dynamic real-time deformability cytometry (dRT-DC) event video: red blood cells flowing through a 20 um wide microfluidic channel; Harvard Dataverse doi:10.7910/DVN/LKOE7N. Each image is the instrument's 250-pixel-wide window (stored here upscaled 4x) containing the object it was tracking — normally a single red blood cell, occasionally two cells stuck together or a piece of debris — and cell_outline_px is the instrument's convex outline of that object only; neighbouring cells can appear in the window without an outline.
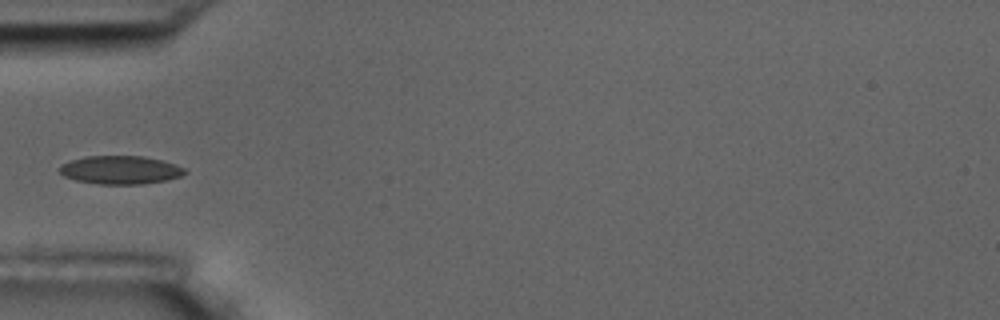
{"species": "common noctule bat (a hibernating species)", "species_latin": "Nyctalus noctula", "temperature_condition": "room temperature", "stored_images_in_passage": 11, "camera_frame_rate_fps": 3000, "um_per_image_px": 0.085, "animal": {"sex": "male", "body_mass_g": 17.5, "forearm_length_mm": 52.3}, "frame": {"image": 1, "passage_image": 5, "time_ms": 5.667, "image_size_px": [1000, 320], "cell_outline_px": [[188, 172], [180, 176], [164, 180], [140, 184], [100, 184], [76, 180], [64, 176], [56, 168], [60, 164], [72, 160], [88, 156], [144, 156], [176, 164], [184, 168]], "centroid_in_image_um": [10.2, 14.44], "position_along_channel_um": 74.8, "area_um2": 20.58}}
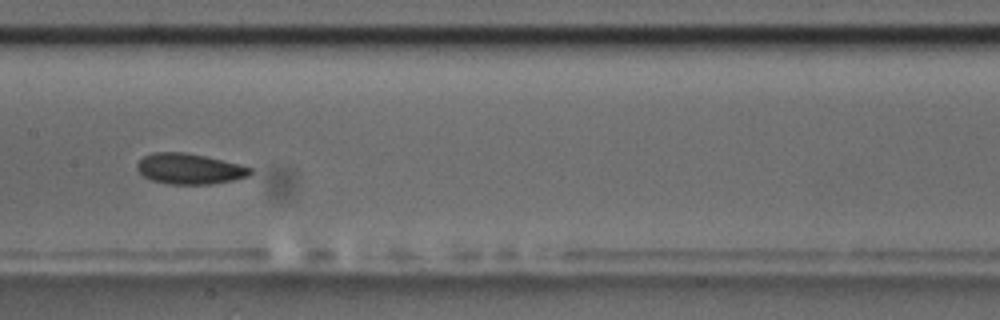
{"frame": {"image": 2, "passage_image": 8, "time_ms": 9.0, "image_size_px": [1000, 320], "cell_outline_px": [[252, 172], [248, 176], [232, 180], [212, 184], [168, 184], [148, 180], [136, 168], [136, 164], [144, 156], [152, 152], [184, 152], [204, 156], [252, 168]], "centroid_in_image_um": [16.04, 14.36], "position_along_channel_um": 191.4, "area_um2": 20.06}}
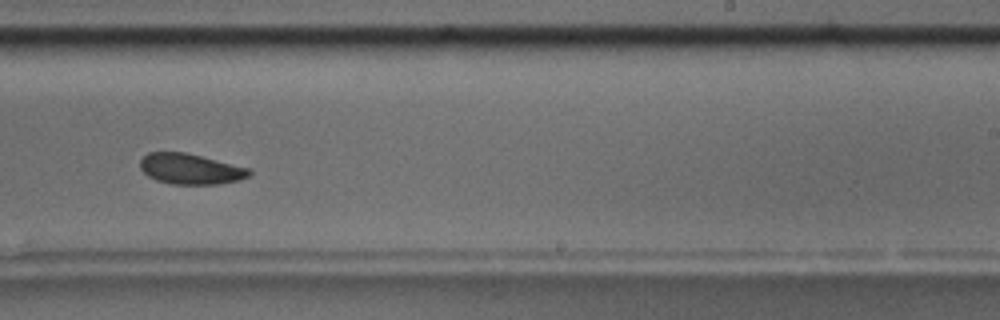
{"frame": {"image": 3, "passage_image": 10, "time_ms": 11.333, "image_size_px": [1000, 320], "cell_outline_px": [[252, 172], [248, 176], [240, 180], [220, 184], [172, 184], [156, 180], [148, 176], [140, 168], [140, 160], [148, 152], [184, 152], [252, 168]], "centroid_in_image_um": [16.22, 14.36], "position_along_channel_um": 272.8, "area_um2": 19.54}}